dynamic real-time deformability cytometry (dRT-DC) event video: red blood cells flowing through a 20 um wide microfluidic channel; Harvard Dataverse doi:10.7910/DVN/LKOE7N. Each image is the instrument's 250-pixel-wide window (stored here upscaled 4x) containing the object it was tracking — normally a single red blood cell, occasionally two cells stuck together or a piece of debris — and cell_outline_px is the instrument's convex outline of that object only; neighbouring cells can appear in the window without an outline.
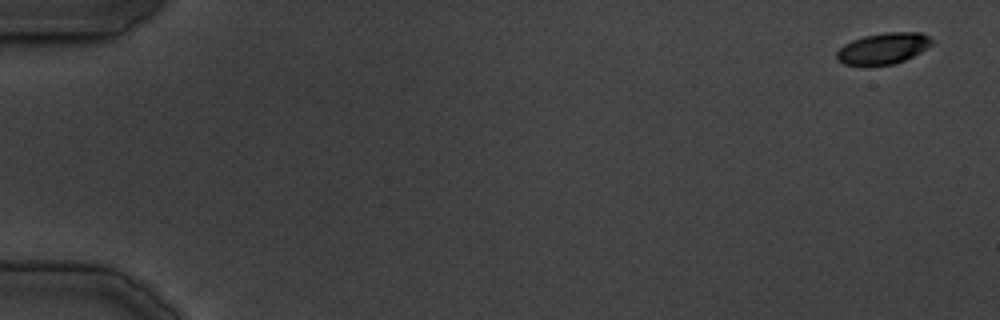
{"species": "common noctule bat (a hibernating species)", "species_latin": "Nyctalus noctula", "temperature_condition": "cold", "stored_images_in_passage": 36, "camera_frame_rate_fps": 3000, "um_per_image_px": 0.085, "animal": {"sex": "male", "body_mass_g": 19.5, "forearm_length_mm": 54.6}, "frame": {"image": 1, "passage_image": 1, "time_ms": 0.0, "image_size_px": [1000, 320], "cell_outline_px": [[932, 44], [920, 52], [904, 60], [892, 64], [868, 68], [860, 68], [844, 64], [836, 56], [836, 52], [844, 44], [852, 40], [864, 36], [884, 32], [920, 32], [928, 36], [932, 40]], "centroid_in_image_um": [75.02, 4.15], "position_along_channel_um": 10.0, "area_um2": 17.69}}